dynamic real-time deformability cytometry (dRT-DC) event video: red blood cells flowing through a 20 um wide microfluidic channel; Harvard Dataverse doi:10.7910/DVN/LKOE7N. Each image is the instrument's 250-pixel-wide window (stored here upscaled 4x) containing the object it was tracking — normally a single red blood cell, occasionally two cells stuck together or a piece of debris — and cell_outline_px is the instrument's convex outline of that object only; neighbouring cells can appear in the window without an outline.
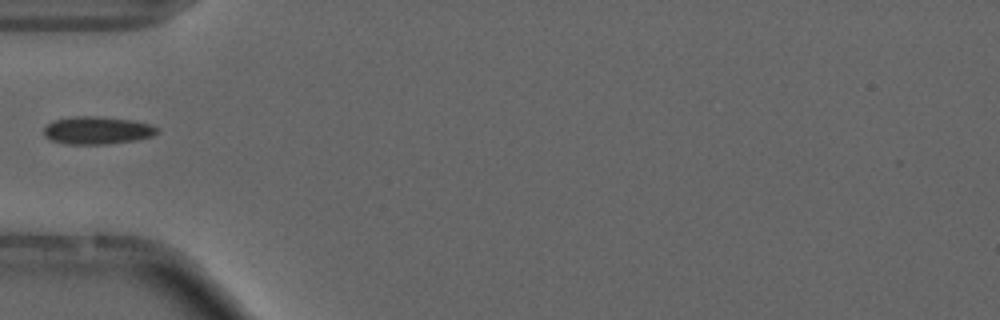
{"species": "common noctule bat (a hibernating species)", "species_latin": "Nyctalus noctula", "temperature_condition": "cold", "stored_images_in_passage": 37, "camera_frame_rate_fps": 3000, "um_per_image_px": 0.085, "animal": {"sex": "male", "forearm_length_mm": 52.5}, "frame": {"image": 1, "passage_image": 1, "time_ms": 0.0, "image_size_px": [1000, 320], "cell_outline_px": [[160, 132], [152, 136], [136, 140], [108, 144], [68, 144], [52, 140], [44, 136], [44, 128], [52, 120], [72, 116], [100, 116], [132, 120], [152, 124], [160, 128]], "centroid_in_image_um": [8.3, 11.07], "position_along_channel_um": 76.7, "area_um2": 18.55}}